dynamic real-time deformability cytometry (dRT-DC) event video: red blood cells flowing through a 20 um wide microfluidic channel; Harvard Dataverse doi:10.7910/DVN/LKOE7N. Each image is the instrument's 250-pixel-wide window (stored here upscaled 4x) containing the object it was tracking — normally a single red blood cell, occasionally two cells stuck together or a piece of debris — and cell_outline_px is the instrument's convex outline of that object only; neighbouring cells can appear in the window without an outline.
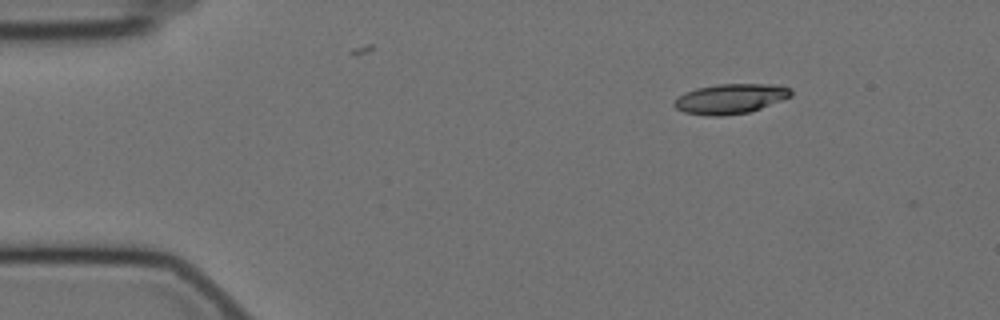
{"species": "Egyptian fruit bat (a non-hibernating species)", "species_latin": "Rousettus aegyptiacus", "temperature_condition": "cold", "stored_images_in_passage": 4, "camera_frame_rate_fps": 3000, "um_per_image_px": 0.085, "animal": {"sex": "female"}, "frame": {"image": 1, "passage_image": 1, "time_ms": 0.0, "image_size_px": [1000, 320], "cell_outline_px": [[792, 96], [760, 108], [748, 112], [720, 116], [708, 116], [684, 112], [676, 108], [672, 104], [672, 100], [684, 92], [696, 88], [720, 84], [772, 84], [792, 88]], "centroid_in_image_um": [62.04, 8.39], "position_along_channel_um": 23.0, "area_um2": 20.4}}